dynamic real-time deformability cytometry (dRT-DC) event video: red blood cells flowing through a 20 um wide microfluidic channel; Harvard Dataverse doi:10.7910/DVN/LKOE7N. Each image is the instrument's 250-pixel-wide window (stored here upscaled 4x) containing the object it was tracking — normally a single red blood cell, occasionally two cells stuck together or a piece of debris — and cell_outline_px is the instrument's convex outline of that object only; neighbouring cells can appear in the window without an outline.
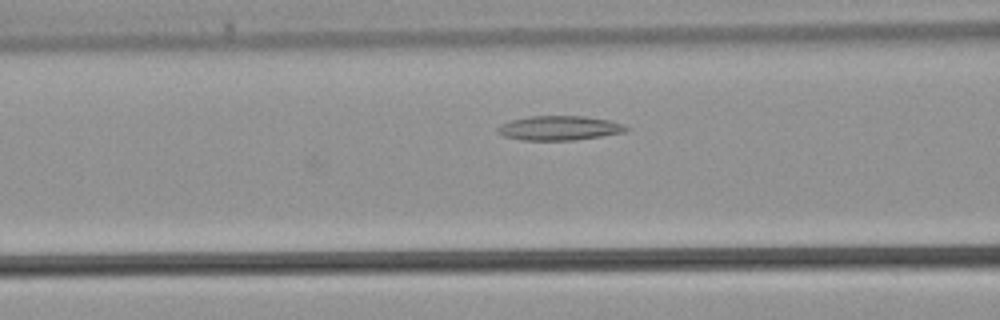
{"species": "common noctule bat (a hibernating species)", "species_latin": "Nyctalus noctula", "temperature_condition": "warm", "stored_images_in_passage": 22, "camera_frame_rate_fps": 3000, "um_per_image_px": 0.085, "animal": {"sex": "male", "body_mass_g": 21.5, "forearm_length_mm": 52.0}, "frame": {"image": 1, "passage_image": 6, "time_ms": 1.667, "image_size_px": [1000, 320], "cell_outline_px": [[628, 128], [624, 132], [576, 140], [520, 140], [504, 136], [496, 132], [496, 128], [500, 124], [512, 120], [528, 116], [584, 116], [612, 120], [624, 124]], "centroid_in_image_um": [47.52, 10.88], "position_along_channel_um": 119.1, "area_um2": 18.38}}
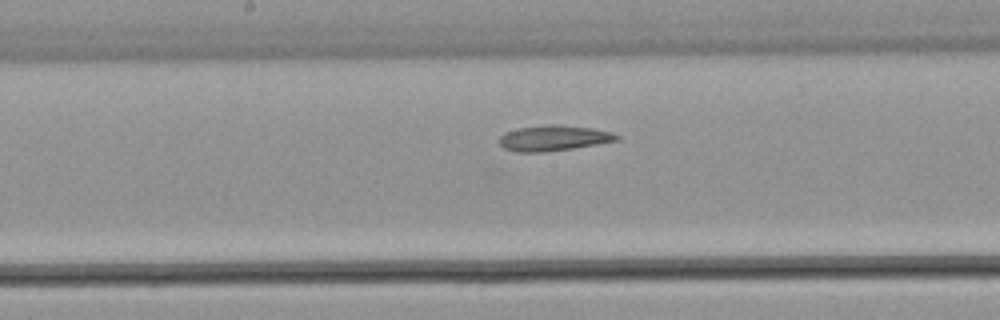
{"frame": {"image": 2, "passage_image": 11, "time_ms": 3.333, "image_size_px": [1000, 320], "cell_outline_px": [[620, 140], [572, 148], [544, 152], [516, 152], [504, 148], [496, 140], [504, 132], [520, 128], [548, 124], [556, 124], [592, 128], [612, 132], [620, 136]], "centroid_in_image_um": [47.03, 11.73], "position_along_channel_um": 201.2, "area_um2": 17.51}}
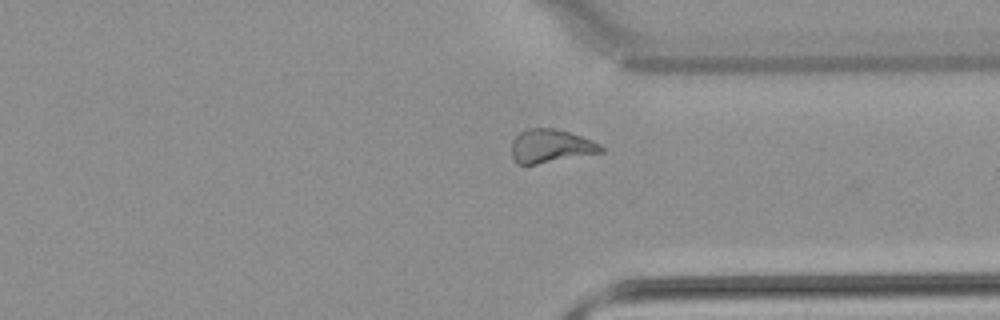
{"frame": {"image": 3, "passage_image": 21, "time_ms": 6.667, "image_size_px": [1000, 320], "cell_outline_px": [[604, 152], [536, 164], [516, 164], [512, 156], [512, 140], [520, 132], [528, 128], [552, 128], [568, 132], [592, 140], [600, 144], [604, 148]], "centroid_in_image_um": [46.8, 12.42], "position_along_channel_um": 364.6, "area_um2": 17.34}}